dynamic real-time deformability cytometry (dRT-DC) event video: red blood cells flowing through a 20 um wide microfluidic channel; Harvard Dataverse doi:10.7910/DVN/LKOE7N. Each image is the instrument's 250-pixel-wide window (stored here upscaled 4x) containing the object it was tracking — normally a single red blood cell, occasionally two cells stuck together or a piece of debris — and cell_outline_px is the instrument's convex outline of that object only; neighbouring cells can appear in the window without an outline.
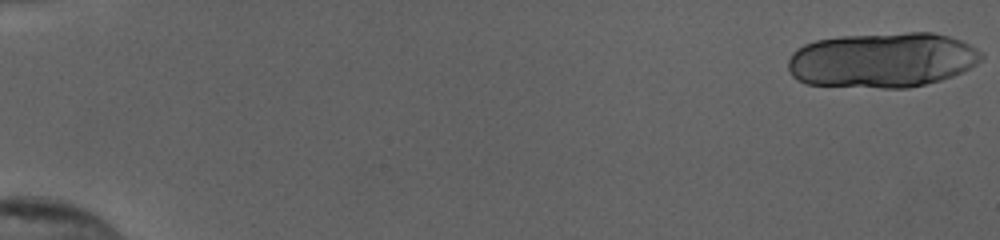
{"species": "human", "species_latin": "Homo sapiens", "temperature_condition": "cold", "stored_images_in_passage": 23, "segment_of_instrument_passage": [1, 2], "camera_frame_rate_fps": 3000, "um_per_image_px": 0.085, "donor": {"sex": "female"}, "frame": {"image": 1, "passage_image": 1, "time_ms": 0.0, "image_size_px": [1000, 240], "cell_outline_px": [[984, 56], [976, 64], [952, 76], [940, 80], [908, 88], [880, 88], [808, 84], [792, 76], [788, 68], [788, 60], [792, 52], [796, 48], [804, 44], [816, 40], [840, 36], [908, 32], [932, 32], [948, 36], [960, 40], [984, 52]], "centroid_in_image_um": [74.99, 5.09], "position_along_channel_um": 10.0, "area_um2": 62.25}}